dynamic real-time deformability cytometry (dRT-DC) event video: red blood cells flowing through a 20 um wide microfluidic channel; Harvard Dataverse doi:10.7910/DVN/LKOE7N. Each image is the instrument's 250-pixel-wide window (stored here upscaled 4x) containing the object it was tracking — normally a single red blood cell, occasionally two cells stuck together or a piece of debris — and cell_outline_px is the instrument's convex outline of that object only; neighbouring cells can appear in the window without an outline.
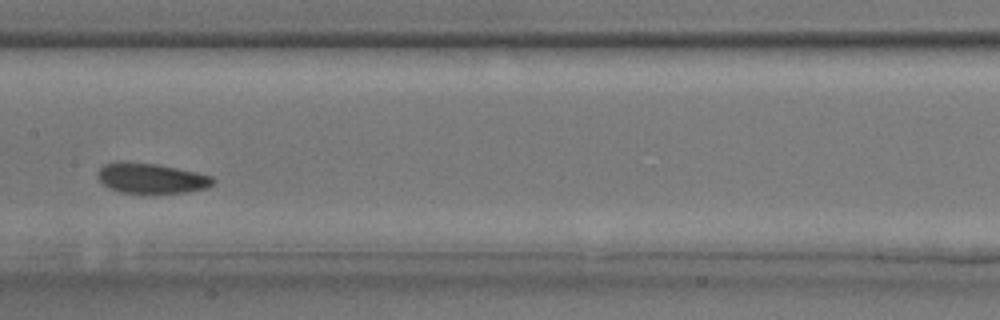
{"species": "common noctule bat (a hibernating species)", "species_latin": "Nyctalus noctula", "temperature_condition": "room temperature", "stored_images_in_passage": 26, "camera_frame_rate_fps": 3000, "um_per_image_px": 0.085, "animal": {"sex": "male", "body_mass_g": 17.9, "forearm_length_mm": 54.2}, "frame": {"image": 1, "passage_image": 15, "time_ms": 4.667, "image_size_px": [1000, 320], "cell_outline_px": [[216, 180], [208, 188], [188, 192], [120, 192], [108, 188], [100, 180], [100, 168], [104, 164], [120, 160], [124, 160], [156, 164], [196, 172], [212, 176]], "centroid_in_image_um": [12.88, 15.13], "position_along_channel_um": 194.5, "area_um2": 20.11}}
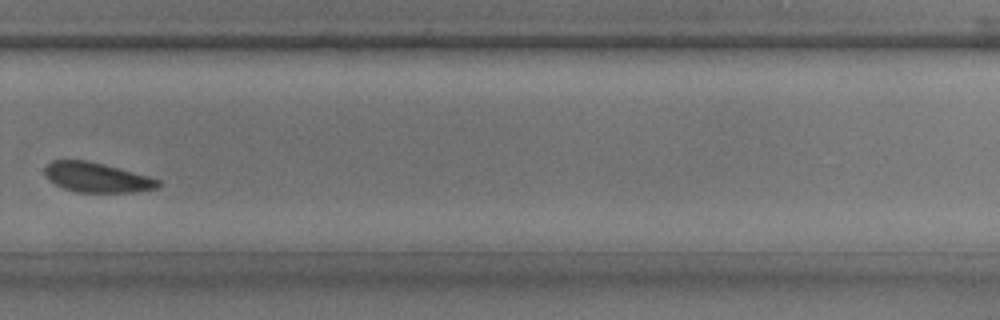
{"frame": {"image": 2, "passage_image": 22, "time_ms": 7.0, "image_size_px": [1000, 320], "cell_outline_px": [[160, 184], [156, 188], [132, 192], [76, 192], [64, 188], [48, 180], [44, 172], [44, 168], [52, 160], [88, 160], [148, 176], [160, 180]], "centroid_in_image_um": [8.19, 15.08], "position_along_channel_um": 321.6, "area_um2": 19.48}}